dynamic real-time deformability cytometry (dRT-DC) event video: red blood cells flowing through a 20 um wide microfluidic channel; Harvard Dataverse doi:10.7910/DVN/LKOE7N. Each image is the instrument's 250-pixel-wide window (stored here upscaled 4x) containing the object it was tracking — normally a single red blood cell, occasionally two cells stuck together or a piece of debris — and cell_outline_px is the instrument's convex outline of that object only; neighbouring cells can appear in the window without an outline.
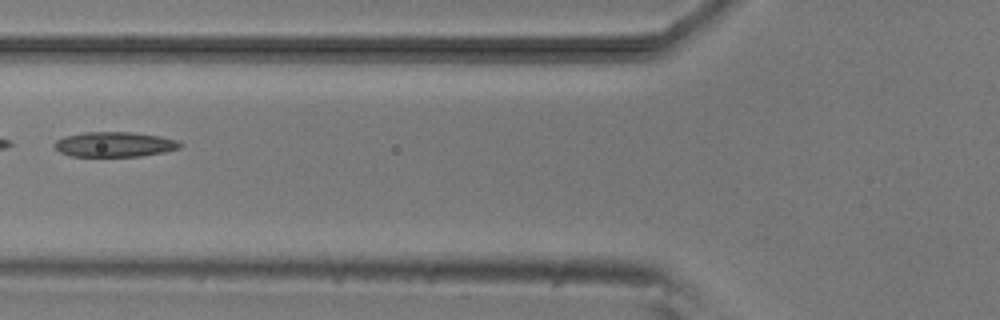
{"species": "common noctule bat (a hibernating species)", "species_latin": "Nyctalus noctula", "temperature_condition": "room temperature", "stored_images_in_passage": 6, "camera_frame_rate_fps": 3000, "um_per_image_px": 0.085, "animal": {"sex": "male", "body_mass_g": 20.5, "forearm_length_mm": 52.5}, "frame": {"image": 1, "passage_image": 5, "time_ms": 5.0, "image_size_px": [1000, 320], "cell_outline_px": [[184, 144], [180, 148], [164, 152], [140, 156], [72, 156], [60, 152], [52, 144], [56, 140], [64, 136], [84, 132], [132, 132], [160, 136], [176, 140]], "centroid_in_image_um": [9.74, 12.27], "position_along_channel_um": 116.1, "area_um2": 18.32}}
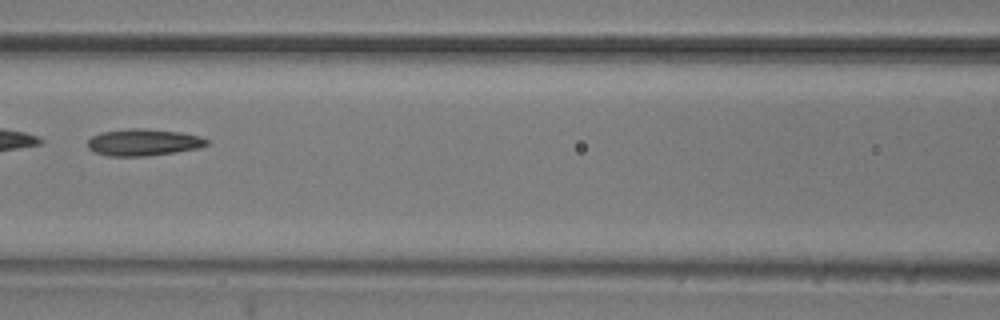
{"frame": {"image": 2, "passage_image": 6, "time_ms": 6.0, "image_size_px": [1000, 320], "cell_outline_px": [[208, 144], [200, 148], [148, 156], [108, 156], [92, 152], [88, 148], [88, 140], [92, 136], [100, 132], [128, 128], [144, 128], [180, 132], [196, 136], [208, 140]], "centroid_in_image_um": [12.13, 12.1], "position_along_channel_um": 154.5, "area_um2": 18.67}}